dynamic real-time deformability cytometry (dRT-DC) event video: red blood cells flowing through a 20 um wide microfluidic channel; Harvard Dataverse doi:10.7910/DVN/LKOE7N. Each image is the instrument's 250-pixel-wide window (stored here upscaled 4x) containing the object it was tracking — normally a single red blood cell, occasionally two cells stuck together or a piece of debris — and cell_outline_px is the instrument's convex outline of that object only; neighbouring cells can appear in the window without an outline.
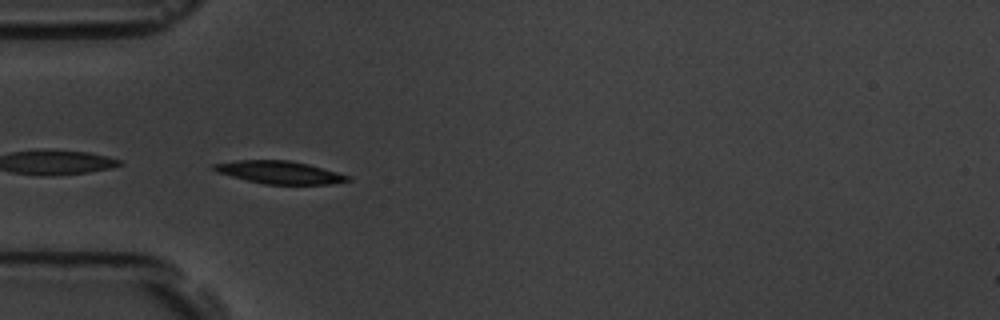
{"species": "common noctule bat (a hibernating species)", "species_latin": "Nyctalus noctula", "temperature_condition": "room temperature", "stored_images_in_passage": 5, "camera_frame_rate_fps": 3000, "um_per_image_px": 0.085, "animal": {"sex": "male", "body_mass_g": 19.5, "forearm_length_mm": 54.6}, "frame": {"image": 1, "passage_image": 4, "time_ms": 3.667, "image_size_px": [1000, 320], "cell_outline_px": [[352, 180], [328, 184], [264, 184], [216, 172], [212, 168], [212, 164], [236, 160], [288, 160], [308, 164], [336, 172], [348, 176]], "centroid_in_image_um": [23.72, 14.64], "position_along_channel_um": 61.3, "area_um2": 17.46}}